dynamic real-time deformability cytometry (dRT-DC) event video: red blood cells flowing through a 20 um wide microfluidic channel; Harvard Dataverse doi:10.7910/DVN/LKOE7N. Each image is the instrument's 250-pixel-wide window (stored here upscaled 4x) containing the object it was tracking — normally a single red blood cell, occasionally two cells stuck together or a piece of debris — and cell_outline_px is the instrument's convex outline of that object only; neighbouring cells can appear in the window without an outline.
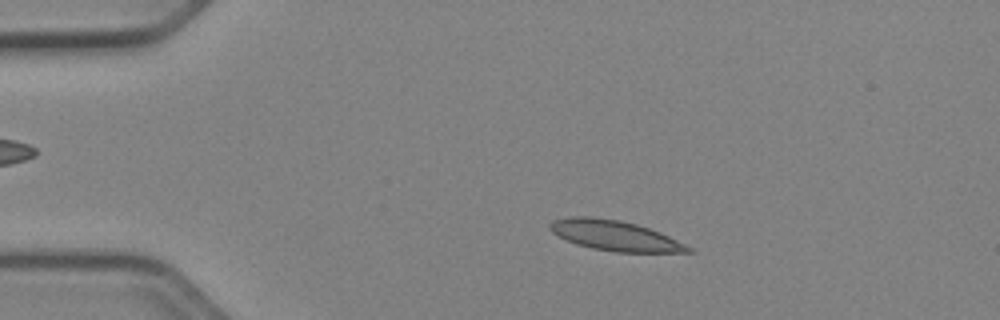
{"species": "Egyptian fruit bat (a non-hibernating species)", "species_latin": "Rousettus aegyptiacus", "temperature_condition": "cold", "stored_images_in_passage": 50, "camera_frame_rate_fps": 3000, "um_per_image_px": 0.085, "animal": {"sex": "female"}, "frame": {"image": 1, "passage_image": 9, "time_ms": 2.667, "image_size_px": [1000, 320], "cell_outline_px": [[696, 252], [616, 252], [592, 248], [576, 244], [552, 232], [548, 228], [548, 224], [552, 220], [572, 216], [588, 216], [620, 220], [636, 224], [660, 232], [692, 248]], "centroid_in_image_um": [52.24, 20.01], "position_along_channel_um": 32.8, "area_um2": 24.16}}
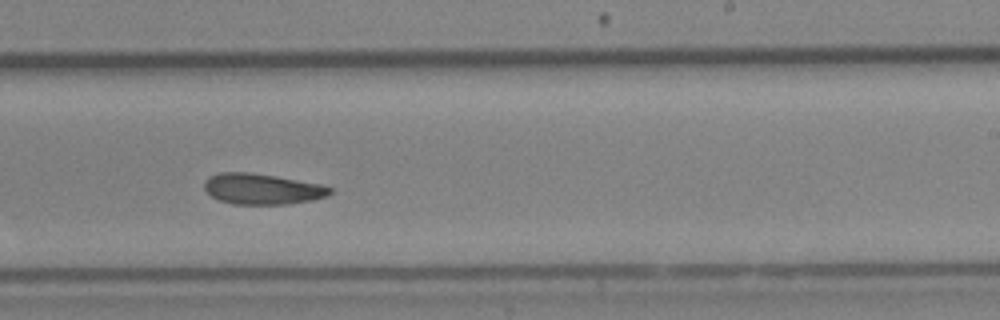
{"frame": {"image": 2, "passage_image": 31, "time_ms": 10.0, "image_size_px": [1000, 320], "cell_outline_px": [[332, 192], [328, 196], [312, 200], [288, 204], [232, 204], [220, 200], [212, 196], [204, 188], [204, 180], [208, 176], [216, 172], [248, 172], [276, 176], [320, 184], [332, 188]], "centroid_in_image_um": [22.26, 16.05], "position_along_channel_um": 266.7, "area_um2": 22.6}}
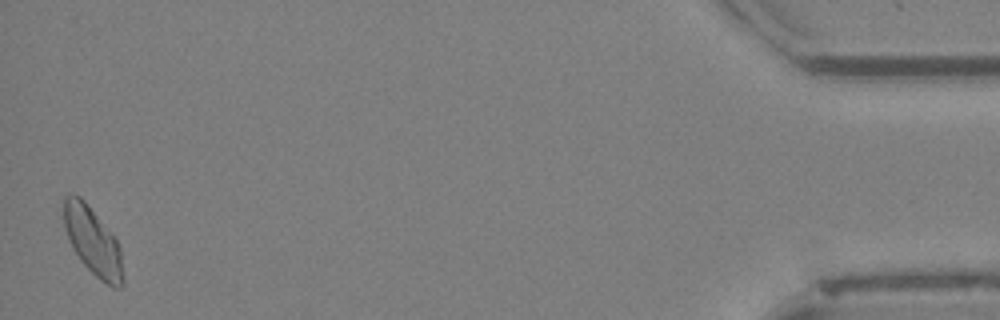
{"frame": {"image": 3, "passage_image": 50, "time_ms": 16.333, "image_size_px": [1000, 320], "cell_outline_px": [[124, 284], [120, 288], [116, 288], [100, 280], [80, 260], [72, 248], [68, 240], [64, 224], [64, 196], [72, 192], [80, 196], [84, 200], [112, 232], [120, 248], [124, 280]], "centroid_in_image_um": [7.89, 20.49], "position_along_channel_um": 427.3, "area_um2": 23.52}, "authors_computed_cell_mechanics": {"area_um2": 23.1778, "velocity_mm_per_s": 3.9086, "shape_relaxation_time_tau1_ms": null, "shape_relaxation_time_tau2_ms": 9.4028, "deformation_change_tau1": null, "deformation_change_tau2": 0.1575}}